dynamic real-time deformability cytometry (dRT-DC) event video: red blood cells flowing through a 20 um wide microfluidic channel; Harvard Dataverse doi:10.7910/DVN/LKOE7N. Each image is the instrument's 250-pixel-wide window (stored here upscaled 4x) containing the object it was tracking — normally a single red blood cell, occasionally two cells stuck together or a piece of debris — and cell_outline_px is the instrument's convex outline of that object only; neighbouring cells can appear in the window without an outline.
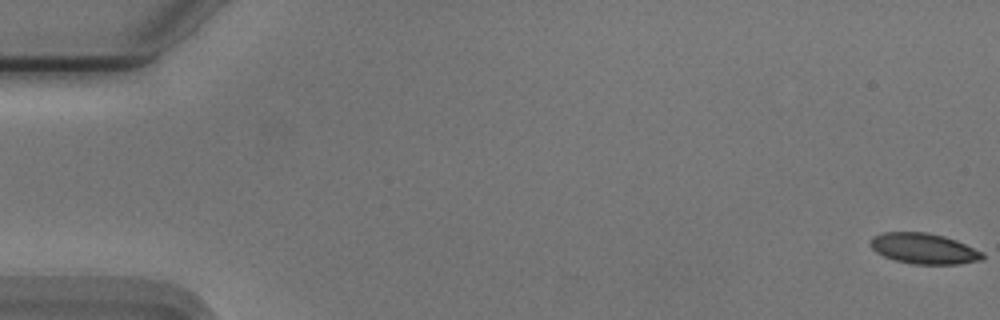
{"species": "Egyptian fruit bat (a non-hibernating species)", "species_latin": "Rousettus aegyptiacus", "temperature_condition": "cold", "stored_images_in_passage": 56, "camera_frame_rate_fps": 3000, "um_per_image_px": 0.085, "animal": {"sex": "male"}, "frame": {"image": 1, "passage_image": 1, "time_ms": 0.0, "image_size_px": [1000, 320], "cell_outline_px": [[984, 256], [980, 260], [960, 264], [912, 264], [896, 260], [884, 256], [876, 252], [868, 244], [868, 240], [872, 236], [884, 232], [928, 232], [944, 236], [956, 240], [984, 252]], "centroid_in_image_um": [78.5, 21.12], "position_along_channel_um": 6.5, "area_um2": 20.17}}
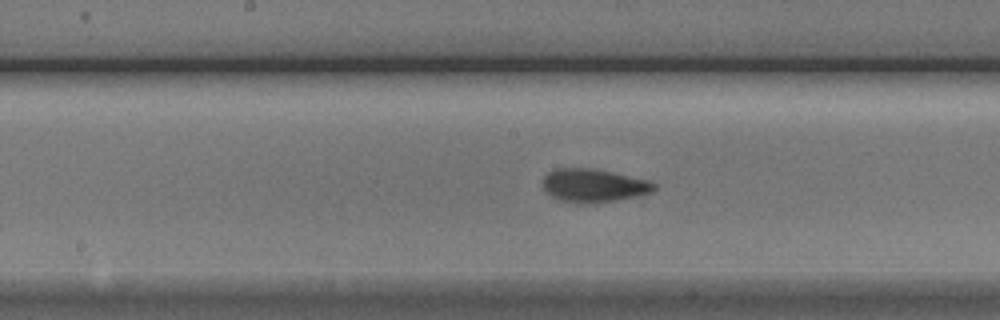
{"frame": {"image": 2, "passage_image": 29, "time_ms": 9.333, "image_size_px": [1000, 320], "cell_outline_px": [[656, 188], [652, 192], [616, 200], [588, 204], [576, 204], [560, 200], [552, 196], [544, 188], [544, 176], [548, 172], [556, 168], [592, 168], [612, 172], [648, 180], [656, 184]], "centroid_in_image_um": [50.45, 15.77], "position_along_channel_um": 197.7, "area_um2": 21.5}}
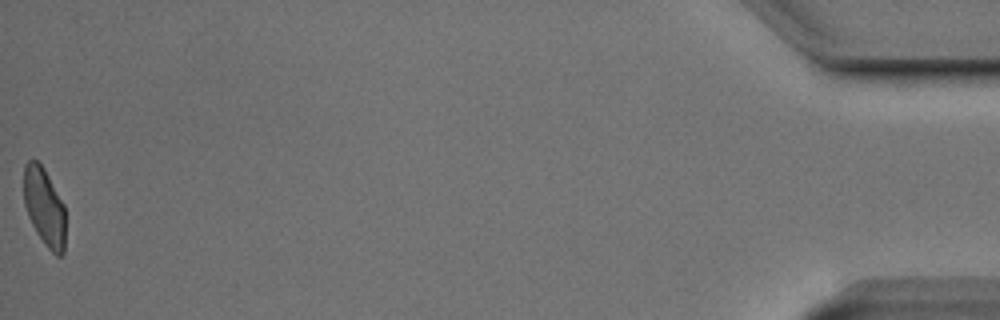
{"frame": {"image": 3, "passage_image": 56, "time_ms": 18.333, "image_size_px": [1000, 320], "cell_outline_px": [[64, 252], [60, 256], [56, 256], [44, 244], [36, 232], [28, 216], [24, 204], [24, 164], [28, 160], [36, 160], [44, 168], [64, 204]], "centroid_in_image_um": [3.76, 17.59], "position_along_channel_um": 431.4, "area_um2": 18.9}, "authors_computed_cell_mechanics": {"area_um2": 20.6924, "velocity_mm_per_s": 3.7153, "shape_relaxation_time_tau1_ms": 3.241, "shape_relaxation_time_tau2_ms": 1.6015, "deformation_change_tau1": 0.1202, "deformation_change_tau2": 0.0497}}